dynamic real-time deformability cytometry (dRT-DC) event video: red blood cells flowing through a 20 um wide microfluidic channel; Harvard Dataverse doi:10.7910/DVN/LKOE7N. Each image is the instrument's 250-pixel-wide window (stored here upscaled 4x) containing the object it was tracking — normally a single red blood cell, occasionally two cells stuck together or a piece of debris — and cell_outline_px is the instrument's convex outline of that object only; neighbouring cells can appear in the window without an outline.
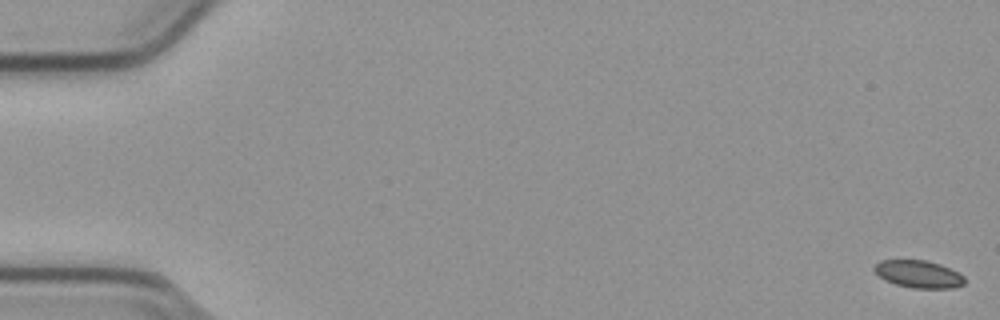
{"species": "common noctule bat (a hibernating species)", "species_latin": "Nyctalus noctula", "temperature_condition": "cold", "stored_images_in_passage": 55, "camera_frame_rate_fps": 3000, "um_per_image_px": 0.085, "animal": {"sex": "male", "body_mass_g": 23.1, "forearm_length_mm": 52.7}, "frame": {"image": 1, "passage_image": 1, "time_ms": 0.0, "image_size_px": [1000, 320], "cell_outline_px": [[964, 284], [952, 288], [912, 288], [896, 284], [884, 280], [872, 268], [880, 260], [924, 260], [940, 264], [960, 272], [964, 276]], "centroid_in_image_um": [78.09, 23.29], "position_along_channel_um": 6.9, "area_um2": 14.45}}
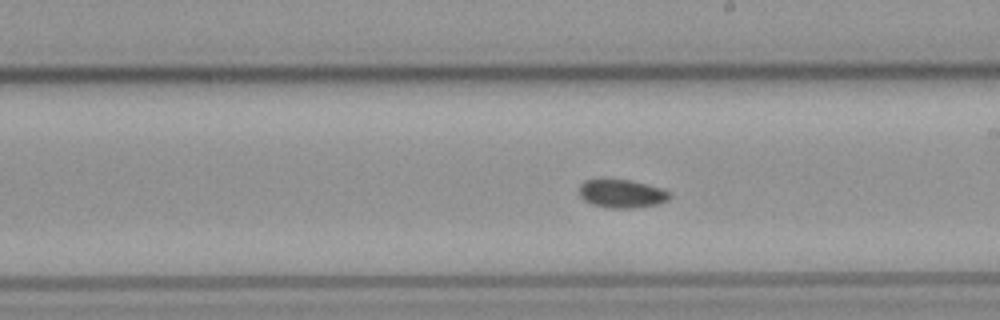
{"frame": {"image": 2, "passage_image": 32, "time_ms": 10.333, "image_size_px": [1000, 320], "cell_outline_px": [[672, 196], [668, 200], [660, 204], [632, 208], [608, 208], [592, 204], [584, 200], [580, 196], [580, 184], [584, 180], [632, 180], [660, 188], [672, 192]], "centroid_in_image_um": [52.89, 16.47], "position_along_channel_um": 236.1, "area_um2": 14.97}}
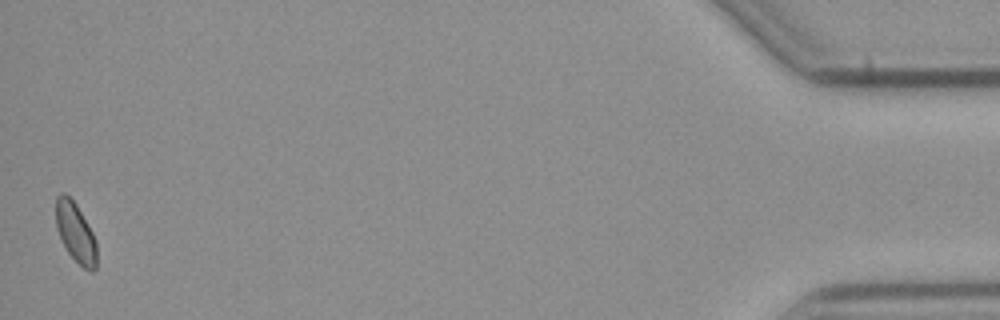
{"frame": {"image": 3, "passage_image": 55, "time_ms": 18.0, "image_size_px": [1000, 320], "cell_outline_px": [[96, 268], [92, 272], [84, 268], [68, 252], [56, 228], [56, 196], [60, 192], [64, 192], [76, 204], [88, 224], [96, 240]], "centroid_in_image_um": [6.42, 19.74], "position_along_channel_um": 428.8, "area_um2": 13.99}, "authors_computed_cell_mechanics": {"area_um2": 14.9124, "velocity_mm_per_s": 3.7727, "shape_relaxation_time_tau1_ms": null, "shape_relaxation_time_tau2_ms": 6.828, "deformation_change_tau1": null, "deformation_change_tau2": 0.0709}}